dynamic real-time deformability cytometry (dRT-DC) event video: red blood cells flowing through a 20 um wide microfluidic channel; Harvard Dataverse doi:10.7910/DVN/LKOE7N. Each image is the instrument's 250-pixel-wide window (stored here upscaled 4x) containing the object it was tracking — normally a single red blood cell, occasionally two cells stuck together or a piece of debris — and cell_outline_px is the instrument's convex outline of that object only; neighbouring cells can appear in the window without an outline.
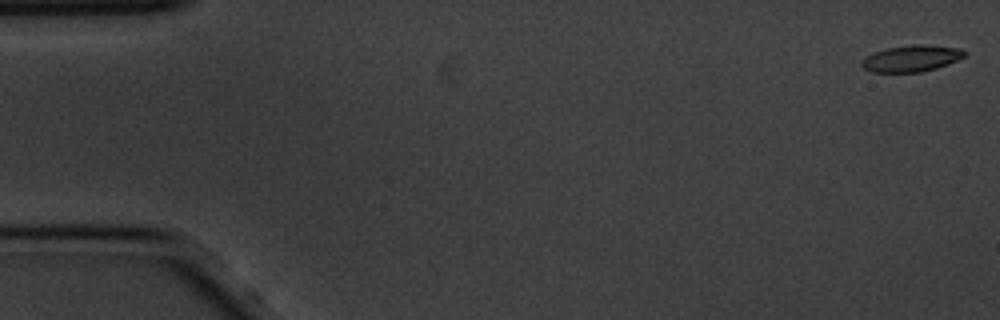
{"species": "common noctule bat (a hibernating species)", "species_latin": "Nyctalus noctula", "temperature_condition": "cold", "stored_images_in_passage": 58, "camera_frame_rate_fps": 3000, "um_per_image_px": 0.085, "animal": {"sex": "male", "body_mass_g": 20.1, "forearm_length_mm": 53.5}, "frame": {"image": 1, "passage_image": 1, "time_ms": 0.0, "image_size_px": [1000, 320], "cell_outline_px": [[968, 52], [964, 56], [948, 64], [936, 68], [920, 72], [872, 72], [864, 68], [860, 64], [868, 56], [876, 52], [888, 48], [912, 44], [920, 44], [956, 48]], "centroid_in_image_um": [77.48, 4.97], "position_along_channel_um": 7.5, "area_um2": 15.49}}
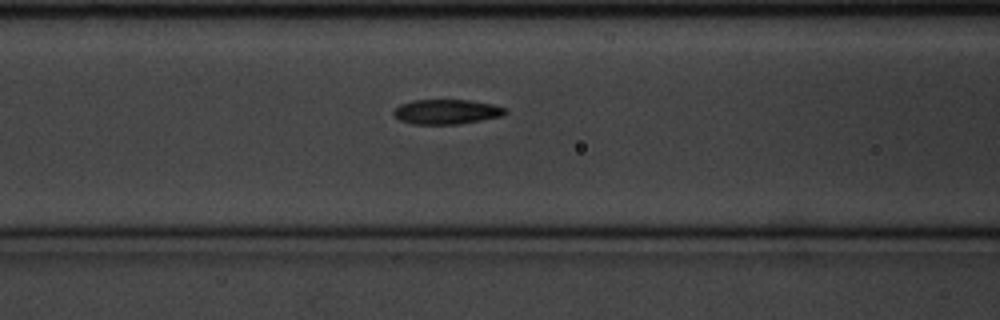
{"frame": {"image": 2, "passage_image": 23, "time_ms": 7.333, "image_size_px": [1000, 320], "cell_outline_px": [[508, 112], [504, 116], [456, 124], [412, 124], [400, 120], [392, 112], [400, 104], [412, 100], [468, 100], [492, 104], [504, 108]], "centroid_in_image_um": [37.95, 9.5], "position_along_channel_um": 128.6, "area_um2": 16.01}}
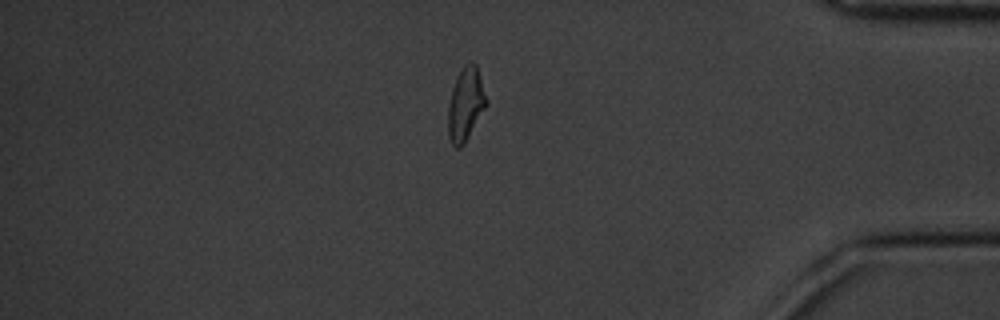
{"frame": {"image": 3, "passage_image": 49, "time_ms": 16.0, "image_size_px": [1000, 320], "cell_outline_px": [[488, 104], [464, 144], [460, 148], [456, 148], [452, 144], [448, 136], [448, 104], [452, 88], [464, 64], [468, 60], [472, 60], [476, 64], [488, 100]], "centroid_in_image_um": [39.59, 8.85], "position_along_channel_um": 395.6, "area_um2": 16.47}, "authors_computed_cell_mechanics": {"area_um2": 16.4152, "velocity_mm_per_s": 3.4468, "shape_relaxation_time_tau1_ms": 4.851, "shape_relaxation_time_tau2_ms": 2.7242, "deformation_change_tau1": 0.1441, "deformation_change_tau2": 0.0783}}